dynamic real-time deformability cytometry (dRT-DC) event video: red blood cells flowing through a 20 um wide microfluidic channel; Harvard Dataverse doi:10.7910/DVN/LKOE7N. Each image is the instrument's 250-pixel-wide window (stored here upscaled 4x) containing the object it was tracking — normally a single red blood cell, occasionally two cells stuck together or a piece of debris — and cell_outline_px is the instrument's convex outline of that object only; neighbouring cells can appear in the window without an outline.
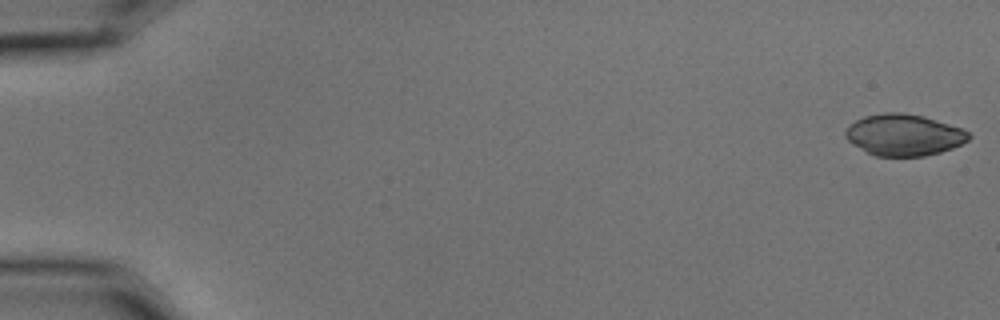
{"species": "common noctule bat (a hibernating species)", "species_latin": "Nyctalus noctula", "temperature_condition": "cold", "stored_images_in_passage": 56, "camera_frame_rate_fps": 3000, "um_per_image_px": 0.085, "animal": {"sex": "male", "body_mass_g": 15.6}, "frame": {"image": 1, "passage_image": 1, "time_ms": 0.0, "image_size_px": [1000, 320], "cell_outline_px": [[972, 136], [968, 140], [952, 148], [940, 152], [924, 156], [876, 156], [852, 144], [844, 136], [844, 132], [856, 120], [864, 116], [884, 112], [904, 112], [924, 116], [960, 128], [968, 132]], "centroid_in_image_um": [76.82, 11.46], "position_along_channel_um": 8.2, "area_um2": 29.65}}
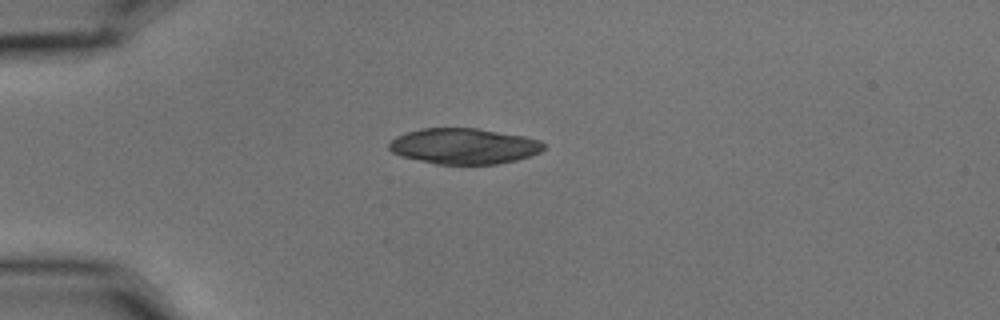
{"frame": {"image": 2, "passage_image": 15, "time_ms": 4.667, "image_size_px": [1000, 320], "cell_outline_px": [[544, 148], [540, 152], [516, 160], [500, 164], [436, 164], [400, 156], [392, 152], [388, 148], [388, 144], [396, 136], [420, 128], [476, 128], [524, 136], [540, 140], [544, 144]], "centroid_in_image_um": [39.42, 12.42], "position_along_channel_um": 45.6, "area_um2": 32.19}}